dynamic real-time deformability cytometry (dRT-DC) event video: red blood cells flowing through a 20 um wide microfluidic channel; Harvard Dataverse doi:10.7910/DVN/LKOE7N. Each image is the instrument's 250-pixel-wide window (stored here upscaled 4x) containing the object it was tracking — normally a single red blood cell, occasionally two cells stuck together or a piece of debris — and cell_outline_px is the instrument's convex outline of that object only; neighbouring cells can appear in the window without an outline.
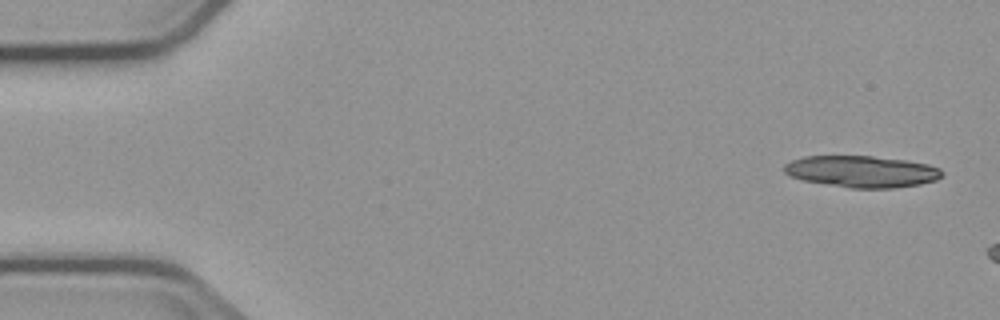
{"species": "common noctule bat (a hibernating species)", "species_latin": "Nyctalus noctula", "temperature_condition": "cold", "stored_images_in_passage": 3, "camera_frame_rate_fps": 3000, "um_per_image_px": 0.085, "animal": {"sex": "male", "body_mass_g": 23.1, "forearm_length_mm": 52.7}, "frame": {"image": 1, "passage_image": 1, "time_ms": 0.0, "image_size_px": [1000, 320], "cell_outline_px": [[944, 172], [936, 180], [920, 184], [892, 188], [852, 188], [804, 180], [788, 176], [784, 172], [784, 164], [792, 160], [804, 156], [872, 156], [904, 160], [928, 164], [940, 168]], "centroid_in_image_um": [73.24, 14.57], "position_along_channel_um": 11.8, "area_um2": 28.96}}